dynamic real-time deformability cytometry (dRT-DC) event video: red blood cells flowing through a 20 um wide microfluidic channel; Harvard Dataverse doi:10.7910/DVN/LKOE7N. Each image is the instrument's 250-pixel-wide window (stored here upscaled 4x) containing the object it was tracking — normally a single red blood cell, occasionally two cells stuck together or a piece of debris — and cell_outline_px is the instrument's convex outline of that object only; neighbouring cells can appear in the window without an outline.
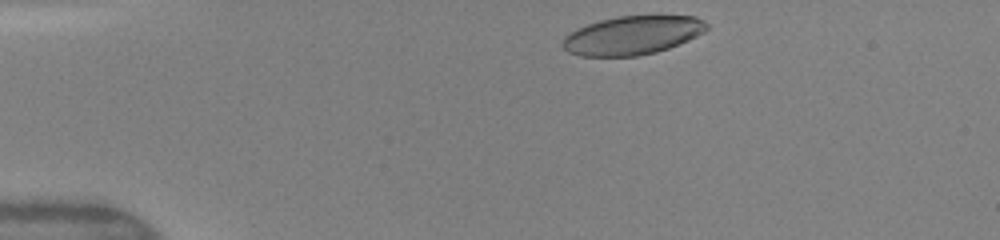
{"species": "human", "species_latin": "Homo sapiens", "temperature_condition": "warm", "stored_images_in_passage": 40, "camera_frame_rate_fps": 3000, "um_per_image_px": 0.085, "donor": {"sex": "female"}, "frame": {"image": 1, "passage_image": 1, "time_ms": 0.0, "image_size_px": [1000, 240], "cell_outline_px": [[708, 28], [704, 32], [688, 40], [668, 48], [656, 52], [636, 56], [580, 56], [568, 52], [560, 44], [564, 36], [568, 32], [576, 28], [600, 20], [620, 16], [696, 16], [704, 20], [708, 24]], "centroid_in_image_um": [53.73, 3.0], "position_along_channel_um": 31.3, "area_um2": 32.54}}
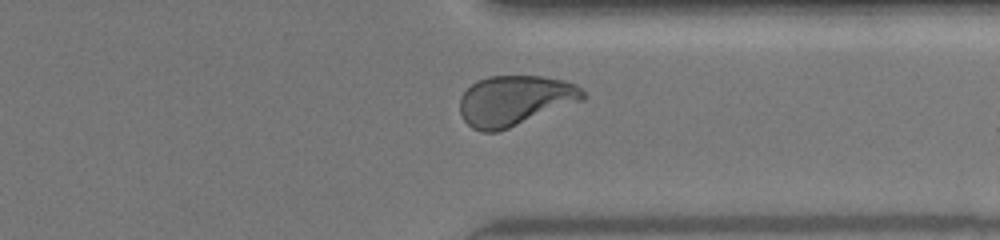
{"frame": {"image": 2, "passage_image": 30, "time_ms": 9.667, "image_size_px": [1000, 240], "cell_outline_px": [[588, 96], [584, 100], [508, 128], [496, 132], [480, 132], [472, 128], [464, 120], [460, 112], [460, 96], [472, 84], [488, 76], [544, 76], [564, 80], [576, 84]], "centroid_in_image_um": [43.78, 8.54], "position_along_channel_um": 367.6, "area_um2": 36.01}}
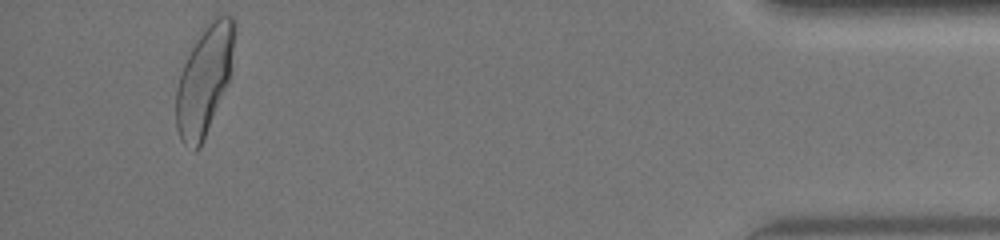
{"frame": {"image": 3, "passage_image": 38, "time_ms": 12.333, "image_size_px": [1000, 240], "cell_outline_px": [[236, 28], [228, 80], [204, 140], [200, 148], [196, 152], [192, 152], [180, 140], [176, 128], [176, 92], [180, 76], [184, 64], [196, 40], [208, 24], [212, 20], [224, 12], [232, 16], [236, 20]], "centroid_in_image_um": [17.36, 6.85], "position_along_channel_um": 417.8, "area_um2": 36.53}, "authors_computed_cell_mechanics": {"area_um2": 35.6048, "velocity_mm_per_s": 4.1425, "shape_relaxation_time_tau1_ms": 4.3451, "shape_relaxation_time_tau2_ms": null, "deformation_change_tau1": 0.1917, "deformation_change_tau2": null}}